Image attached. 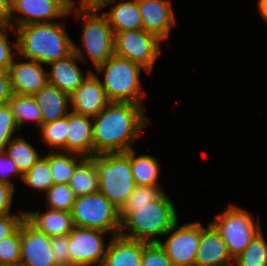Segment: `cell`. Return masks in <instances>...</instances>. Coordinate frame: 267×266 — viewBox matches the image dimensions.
Instances as JSON below:
<instances>
[{"label":"cell","instance_id":"obj_1","mask_svg":"<svg viewBox=\"0 0 267 266\" xmlns=\"http://www.w3.org/2000/svg\"><path fill=\"white\" fill-rule=\"evenodd\" d=\"M142 105L110 102L92 118L94 155L122 153L133 148L135 139L151 124Z\"/></svg>","mask_w":267,"mask_h":266},{"label":"cell","instance_id":"obj_2","mask_svg":"<svg viewBox=\"0 0 267 266\" xmlns=\"http://www.w3.org/2000/svg\"><path fill=\"white\" fill-rule=\"evenodd\" d=\"M16 35L19 59L46 65L67 58L74 52V41L59 21L25 24L12 29Z\"/></svg>","mask_w":267,"mask_h":266},{"label":"cell","instance_id":"obj_3","mask_svg":"<svg viewBox=\"0 0 267 266\" xmlns=\"http://www.w3.org/2000/svg\"><path fill=\"white\" fill-rule=\"evenodd\" d=\"M119 217L120 236L147 243L159 242L158 237L164 236L179 220L176 207L166 193L147 205L122 206Z\"/></svg>","mask_w":267,"mask_h":266},{"label":"cell","instance_id":"obj_4","mask_svg":"<svg viewBox=\"0 0 267 266\" xmlns=\"http://www.w3.org/2000/svg\"><path fill=\"white\" fill-rule=\"evenodd\" d=\"M141 70L147 72L141 65L114 54L99 65L94 73L103 75L100 81L110 102L142 104L144 92L140 82Z\"/></svg>","mask_w":267,"mask_h":266},{"label":"cell","instance_id":"obj_5","mask_svg":"<svg viewBox=\"0 0 267 266\" xmlns=\"http://www.w3.org/2000/svg\"><path fill=\"white\" fill-rule=\"evenodd\" d=\"M91 159L98 169L99 191L120 209L136 187L131 171L130 150L95 154Z\"/></svg>","mask_w":267,"mask_h":266},{"label":"cell","instance_id":"obj_6","mask_svg":"<svg viewBox=\"0 0 267 266\" xmlns=\"http://www.w3.org/2000/svg\"><path fill=\"white\" fill-rule=\"evenodd\" d=\"M216 216V219L210 223L222 236L232 259L240 255L262 231L258 215L256 222L251 213L234 204Z\"/></svg>","mask_w":267,"mask_h":266},{"label":"cell","instance_id":"obj_7","mask_svg":"<svg viewBox=\"0 0 267 266\" xmlns=\"http://www.w3.org/2000/svg\"><path fill=\"white\" fill-rule=\"evenodd\" d=\"M98 11L100 12L97 9L69 11L71 15L72 12L76 14V20L81 17L84 20L80 37L87 57L95 69L115 54V34L106 16Z\"/></svg>","mask_w":267,"mask_h":266},{"label":"cell","instance_id":"obj_8","mask_svg":"<svg viewBox=\"0 0 267 266\" xmlns=\"http://www.w3.org/2000/svg\"><path fill=\"white\" fill-rule=\"evenodd\" d=\"M71 215L76 227L111 232L112 236L120 233L119 209L100 191L76 197Z\"/></svg>","mask_w":267,"mask_h":266},{"label":"cell","instance_id":"obj_9","mask_svg":"<svg viewBox=\"0 0 267 266\" xmlns=\"http://www.w3.org/2000/svg\"><path fill=\"white\" fill-rule=\"evenodd\" d=\"M115 55L141 65L150 73L160 55L161 41L144 29L116 32Z\"/></svg>","mask_w":267,"mask_h":266},{"label":"cell","instance_id":"obj_10","mask_svg":"<svg viewBox=\"0 0 267 266\" xmlns=\"http://www.w3.org/2000/svg\"><path fill=\"white\" fill-rule=\"evenodd\" d=\"M76 7L74 0H11L9 25L15 29L25 24L55 22L69 16Z\"/></svg>","mask_w":267,"mask_h":266},{"label":"cell","instance_id":"obj_11","mask_svg":"<svg viewBox=\"0 0 267 266\" xmlns=\"http://www.w3.org/2000/svg\"><path fill=\"white\" fill-rule=\"evenodd\" d=\"M174 226L165 234V242L159 241L173 266H194L200 241L202 225L200 222L185 223Z\"/></svg>","mask_w":267,"mask_h":266},{"label":"cell","instance_id":"obj_12","mask_svg":"<svg viewBox=\"0 0 267 266\" xmlns=\"http://www.w3.org/2000/svg\"><path fill=\"white\" fill-rule=\"evenodd\" d=\"M107 234L74 226L69 233L70 266H101L108 246L104 243Z\"/></svg>","mask_w":267,"mask_h":266},{"label":"cell","instance_id":"obj_13","mask_svg":"<svg viewBox=\"0 0 267 266\" xmlns=\"http://www.w3.org/2000/svg\"><path fill=\"white\" fill-rule=\"evenodd\" d=\"M21 257L23 266H58L52 255L50 237L38 231L26 219L20 224Z\"/></svg>","mask_w":267,"mask_h":266},{"label":"cell","instance_id":"obj_14","mask_svg":"<svg viewBox=\"0 0 267 266\" xmlns=\"http://www.w3.org/2000/svg\"><path fill=\"white\" fill-rule=\"evenodd\" d=\"M78 61H87L82 48L74 43V52L67 58L49 63L51 67L47 71L48 83L56 86L60 91L69 96L87 79L93 72L89 70L86 75L80 69Z\"/></svg>","mask_w":267,"mask_h":266},{"label":"cell","instance_id":"obj_15","mask_svg":"<svg viewBox=\"0 0 267 266\" xmlns=\"http://www.w3.org/2000/svg\"><path fill=\"white\" fill-rule=\"evenodd\" d=\"M15 56L8 74L13 94L33 95L42 89L48 82L47 71L44 65L33 60L16 61Z\"/></svg>","mask_w":267,"mask_h":266},{"label":"cell","instance_id":"obj_16","mask_svg":"<svg viewBox=\"0 0 267 266\" xmlns=\"http://www.w3.org/2000/svg\"><path fill=\"white\" fill-rule=\"evenodd\" d=\"M143 29L165 41L176 25L170 0H137Z\"/></svg>","mask_w":267,"mask_h":266},{"label":"cell","instance_id":"obj_17","mask_svg":"<svg viewBox=\"0 0 267 266\" xmlns=\"http://www.w3.org/2000/svg\"><path fill=\"white\" fill-rule=\"evenodd\" d=\"M109 103L100 78L94 72L70 95L71 111L92 118Z\"/></svg>","mask_w":267,"mask_h":266},{"label":"cell","instance_id":"obj_18","mask_svg":"<svg viewBox=\"0 0 267 266\" xmlns=\"http://www.w3.org/2000/svg\"><path fill=\"white\" fill-rule=\"evenodd\" d=\"M232 263L227 246L215 227L211 223L202 226L194 266H233Z\"/></svg>","mask_w":267,"mask_h":266},{"label":"cell","instance_id":"obj_19","mask_svg":"<svg viewBox=\"0 0 267 266\" xmlns=\"http://www.w3.org/2000/svg\"><path fill=\"white\" fill-rule=\"evenodd\" d=\"M66 152L75 153L84 158L94 155L92 117L70 111L67 115Z\"/></svg>","mask_w":267,"mask_h":266},{"label":"cell","instance_id":"obj_20","mask_svg":"<svg viewBox=\"0 0 267 266\" xmlns=\"http://www.w3.org/2000/svg\"><path fill=\"white\" fill-rule=\"evenodd\" d=\"M147 242L111 236L101 266H141L143 247Z\"/></svg>","mask_w":267,"mask_h":266},{"label":"cell","instance_id":"obj_21","mask_svg":"<svg viewBox=\"0 0 267 266\" xmlns=\"http://www.w3.org/2000/svg\"><path fill=\"white\" fill-rule=\"evenodd\" d=\"M32 96L41 109L42 124L62 119L70 112V96L53 84L47 82L42 89Z\"/></svg>","mask_w":267,"mask_h":266},{"label":"cell","instance_id":"obj_22","mask_svg":"<svg viewBox=\"0 0 267 266\" xmlns=\"http://www.w3.org/2000/svg\"><path fill=\"white\" fill-rule=\"evenodd\" d=\"M25 219L48 237L69 234L73 227L71 212L46 209V212L25 211Z\"/></svg>","mask_w":267,"mask_h":266},{"label":"cell","instance_id":"obj_23","mask_svg":"<svg viewBox=\"0 0 267 266\" xmlns=\"http://www.w3.org/2000/svg\"><path fill=\"white\" fill-rule=\"evenodd\" d=\"M120 0H111L105 4L100 11L107 6H111ZM110 24L113 32H123L129 30L143 29L141 14L138 9L137 0H123L116 3L108 12H103Z\"/></svg>","mask_w":267,"mask_h":266},{"label":"cell","instance_id":"obj_24","mask_svg":"<svg viewBox=\"0 0 267 266\" xmlns=\"http://www.w3.org/2000/svg\"><path fill=\"white\" fill-rule=\"evenodd\" d=\"M134 148L130 149V164L136 185L160 186V162L154 156L135 155Z\"/></svg>","mask_w":267,"mask_h":266},{"label":"cell","instance_id":"obj_25","mask_svg":"<svg viewBox=\"0 0 267 266\" xmlns=\"http://www.w3.org/2000/svg\"><path fill=\"white\" fill-rule=\"evenodd\" d=\"M99 173L95 162L85 158L74 171L69 186L75 195L82 196L99 192Z\"/></svg>","mask_w":267,"mask_h":266},{"label":"cell","instance_id":"obj_26","mask_svg":"<svg viewBox=\"0 0 267 266\" xmlns=\"http://www.w3.org/2000/svg\"><path fill=\"white\" fill-rule=\"evenodd\" d=\"M7 103L19 130L25 125L26 121L34 122L35 127L40 128L42 125L41 109L32 95L12 94Z\"/></svg>","mask_w":267,"mask_h":266},{"label":"cell","instance_id":"obj_27","mask_svg":"<svg viewBox=\"0 0 267 266\" xmlns=\"http://www.w3.org/2000/svg\"><path fill=\"white\" fill-rule=\"evenodd\" d=\"M69 153L50 151L44 157L51 167L54 184H69L75 168L85 159L83 156Z\"/></svg>","mask_w":267,"mask_h":266},{"label":"cell","instance_id":"obj_28","mask_svg":"<svg viewBox=\"0 0 267 266\" xmlns=\"http://www.w3.org/2000/svg\"><path fill=\"white\" fill-rule=\"evenodd\" d=\"M4 152L11 157L23 174L41 157L32 144L27 142L20 134L12 138L6 145Z\"/></svg>","mask_w":267,"mask_h":266},{"label":"cell","instance_id":"obj_29","mask_svg":"<svg viewBox=\"0 0 267 266\" xmlns=\"http://www.w3.org/2000/svg\"><path fill=\"white\" fill-rule=\"evenodd\" d=\"M22 182L36 191L47 192L53 185L51 167L48 160L43 156L23 174Z\"/></svg>","mask_w":267,"mask_h":266},{"label":"cell","instance_id":"obj_30","mask_svg":"<svg viewBox=\"0 0 267 266\" xmlns=\"http://www.w3.org/2000/svg\"><path fill=\"white\" fill-rule=\"evenodd\" d=\"M259 232L244 251L233 259L235 266H267V242Z\"/></svg>","mask_w":267,"mask_h":266},{"label":"cell","instance_id":"obj_31","mask_svg":"<svg viewBox=\"0 0 267 266\" xmlns=\"http://www.w3.org/2000/svg\"><path fill=\"white\" fill-rule=\"evenodd\" d=\"M41 130L42 141L51 147L49 151L66 152V140H67V116L50 122L42 124L39 128ZM54 149V150H53ZM57 149V150H55Z\"/></svg>","mask_w":267,"mask_h":266},{"label":"cell","instance_id":"obj_32","mask_svg":"<svg viewBox=\"0 0 267 266\" xmlns=\"http://www.w3.org/2000/svg\"><path fill=\"white\" fill-rule=\"evenodd\" d=\"M48 209L71 212L76 195L69 184H54L46 193Z\"/></svg>","mask_w":267,"mask_h":266},{"label":"cell","instance_id":"obj_33","mask_svg":"<svg viewBox=\"0 0 267 266\" xmlns=\"http://www.w3.org/2000/svg\"><path fill=\"white\" fill-rule=\"evenodd\" d=\"M21 257L20 226L10 236L0 240V266L19 265Z\"/></svg>","mask_w":267,"mask_h":266},{"label":"cell","instance_id":"obj_34","mask_svg":"<svg viewBox=\"0 0 267 266\" xmlns=\"http://www.w3.org/2000/svg\"><path fill=\"white\" fill-rule=\"evenodd\" d=\"M165 192L160 186L136 185L123 206H143L159 199Z\"/></svg>","mask_w":267,"mask_h":266},{"label":"cell","instance_id":"obj_35","mask_svg":"<svg viewBox=\"0 0 267 266\" xmlns=\"http://www.w3.org/2000/svg\"><path fill=\"white\" fill-rule=\"evenodd\" d=\"M141 266H173V264L159 242H151L143 247Z\"/></svg>","mask_w":267,"mask_h":266},{"label":"cell","instance_id":"obj_36","mask_svg":"<svg viewBox=\"0 0 267 266\" xmlns=\"http://www.w3.org/2000/svg\"><path fill=\"white\" fill-rule=\"evenodd\" d=\"M15 131H19L9 104L0 105V151H4L6 145L12 140Z\"/></svg>","mask_w":267,"mask_h":266},{"label":"cell","instance_id":"obj_37","mask_svg":"<svg viewBox=\"0 0 267 266\" xmlns=\"http://www.w3.org/2000/svg\"><path fill=\"white\" fill-rule=\"evenodd\" d=\"M11 29L14 28L9 24H0V69L3 70L9 69L17 55V41H15L14 46H11L7 37L9 35L7 32H10Z\"/></svg>","mask_w":267,"mask_h":266},{"label":"cell","instance_id":"obj_38","mask_svg":"<svg viewBox=\"0 0 267 266\" xmlns=\"http://www.w3.org/2000/svg\"><path fill=\"white\" fill-rule=\"evenodd\" d=\"M52 255L58 266H70L69 234L50 237Z\"/></svg>","mask_w":267,"mask_h":266},{"label":"cell","instance_id":"obj_39","mask_svg":"<svg viewBox=\"0 0 267 266\" xmlns=\"http://www.w3.org/2000/svg\"><path fill=\"white\" fill-rule=\"evenodd\" d=\"M23 178V173L19 170L15 162L4 151H0V183L8 184L15 189V185L10 177Z\"/></svg>","mask_w":267,"mask_h":266},{"label":"cell","instance_id":"obj_40","mask_svg":"<svg viewBox=\"0 0 267 266\" xmlns=\"http://www.w3.org/2000/svg\"><path fill=\"white\" fill-rule=\"evenodd\" d=\"M25 219V211H20L17 215L8 214L0 216V240L12 235Z\"/></svg>","mask_w":267,"mask_h":266},{"label":"cell","instance_id":"obj_41","mask_svg":"<svg viewBox=\"0 0 267 266\" xmlns=\"http://www.w3.org/2000/svg\"><path fill=\"white\" fill-rule=\"evenodd\" d=\"M15 189L8 184L0 183V216L11 214Z\"/></svg>","mask_w":267,"mask_h":266},{"label":"cell","instance_id":"obj_42","mask_svg":"<svg viewBox=\"0 0 267 266\" xmlns=\"http://www.w3.org/2000/svg\"><path fill=\"white\" fill-rule=\"evenodd\" d=\"M12 94L8 70L0 69V105L6 104Z\"/></svg>","mask_w":267,"mask_h":266},{"label":"cell","instance_id":"obj_43","mask_svg":"<svg viewBox=\"0 0 267 266\" xmlns=\"http://www.w3.org/2000/svg\"><path fill=\"white\" fill-rule=\"evenodd\" d=\"M111 0H80V5L76 10H100L105 4Z\"/></svg>","mask_w":267,"mask_h":266},{"label":"cell","instance_id":"obj_44","mask_svg":"<svg viewBox=\"0 0 267 266\" xmlns=\"http://www.w3.org/2000/svg\"><path fill=\"white\" fill-rule=\"evenodd\" d=\"M11 0H0V24H9Z\"/></svg>","mask_w":267,"mask_h":266},{"label":"cell","instance_id":"obj_45","mask_svg":"<svg viewBox=\"0 0 267 266\" xmlns=\"http://www.w3.org/2000/svg\"><path fill=\"white\" fill-rule=\"evenodd\" d=\"M258 10L264 23L267 25V0H258Z\"/></svg>","mask_w":267,"mask_h":266}]
</instances>
